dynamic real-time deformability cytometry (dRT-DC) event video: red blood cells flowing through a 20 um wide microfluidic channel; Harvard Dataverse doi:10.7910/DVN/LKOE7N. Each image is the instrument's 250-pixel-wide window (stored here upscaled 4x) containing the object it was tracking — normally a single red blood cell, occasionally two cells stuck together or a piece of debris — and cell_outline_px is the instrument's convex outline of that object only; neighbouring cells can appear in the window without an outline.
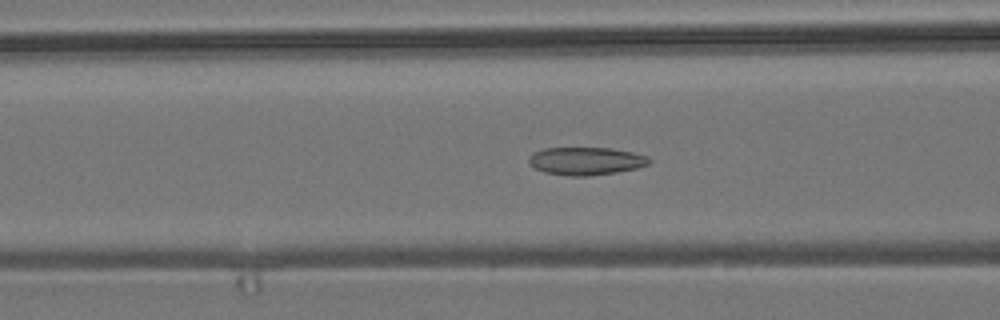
{"species": "common noctule bat (a hibernating species)", "species_latin": "Nyctalus noctula", "temperature_condition": "room temperature", "stored_images_in_passage": 56, "camera_frame_rate_fps": 3000, "um_per_image_px": 0.085, "animal": {"sex": "male", "body_mass_g": 19.2, "forearm_length_mm": 51.8}, "frame": {"image": 1, "passage_image": 22, "time_ms": 7.0, "image_size_px": [1000, 320], "cell_outline_px": [[652, 160], [648, 164], [636, 168], [616, 172], [588, 176], [568, 176], [544, 172], [528, 164], [528, 156], [532, 152], [544, 148], [612, 148], [632, 152], [648, 156]], "centroid_in_image_um": [49.77, 13.68], "position_along_channel_um": 116.8, "area_um2": 19.65}}
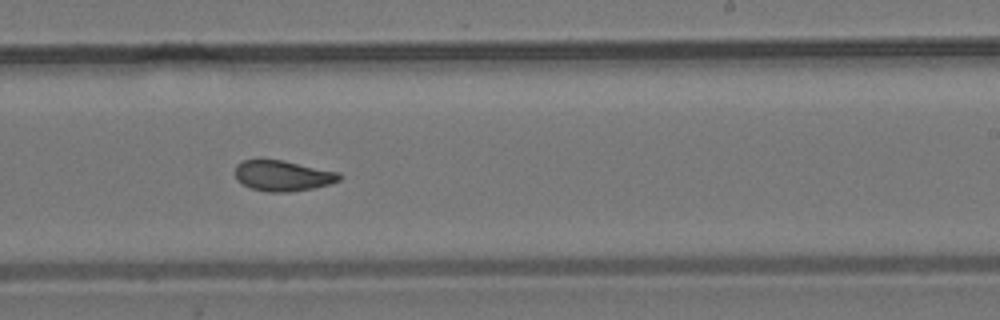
{"frame": {"image": 2, "passage_image": 34, "time_ms": 11.0, "image_size_px": [1000, 320], "cell_outline_px": [[340, 180], [316, 188], [288, 192], [268, 192], [252, 188], [236, 180], [236, 164], [240, 160], [284, 160], [340, 172]], "centroid_in_image_um": [24.05, 14.93], "position_along_channel_um": 265.0, "area_um2": 18.61}}
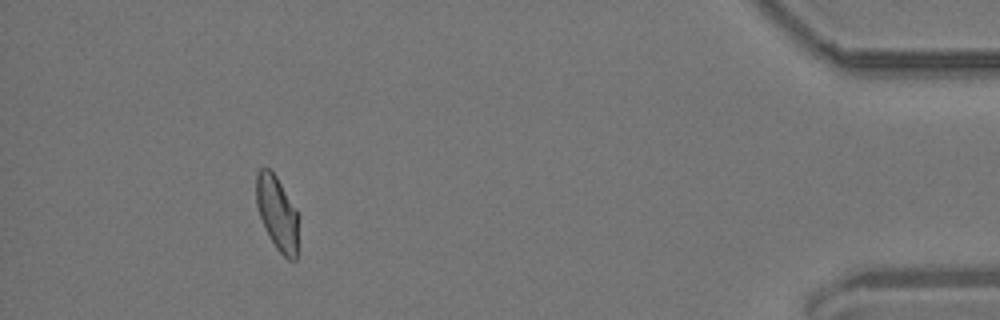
{"frame": {"image": 3, "passage_image": 51, "time_ms": 16.667, "image_size_px": [1000, 320], "cell_outline_px": [[300, 216], [296, 260], [288, 260], [276, 248], [264, 228], [256, 204], [256, 172], [260, 168], [268, 168], [276, 176], [296, 208]], "centroid_in_image_um": [23.59, 18.14], "position_along_channel_um": 411.6, "area_um2": 18.61}, "authors_computed_cell_mechanics": {"area_um2": 19.4208, "velocity_mm_per_s": 3.7077, "shape_relaxation_time_tau1_ms": null, "shape_relaxation_time_tau2_ms": 1.6675, "deformation_change_tau1": null, "deformation_change_tau2": 0.0655}}